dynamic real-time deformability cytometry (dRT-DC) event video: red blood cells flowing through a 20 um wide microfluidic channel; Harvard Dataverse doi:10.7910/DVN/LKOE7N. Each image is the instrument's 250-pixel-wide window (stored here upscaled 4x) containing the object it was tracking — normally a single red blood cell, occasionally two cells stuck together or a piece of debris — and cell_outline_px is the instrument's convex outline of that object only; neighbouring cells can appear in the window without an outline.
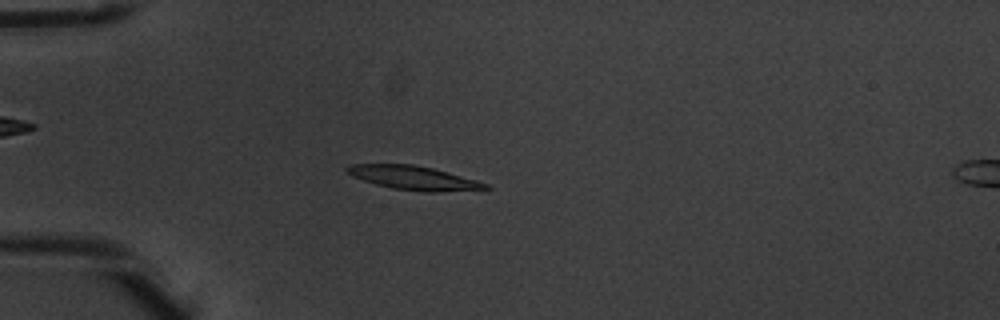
{"species": "common noctule bat (a hibernating species)", "species_latin": "Nyctalus noctula", "temperature_condition": "warm", "stored_images_in_passage": 4, "camera_frame_rate_fps": 3000, "um_per_image_px": 0.085, "animal": {"sex": "male", "body_mass_g": 20.1, "forearm_length_mm": 53.5}, "frame": {"image": 1, "passage_image": 4, "time_ms": 1.0, "image_size_px": [1000, 320], "cell_outline_px": [[492, 188], [436, 192], [424, 192], [392, 188], [376, 184], [352, 176], [344, 172], [344, 168], [352, 164], [412, 164], [432, 168], [476, 180], [488, 184]], "centroid_in_image_um": [35.11, 15.11], "position_along_channel_um": 49.9, "area_um2": 19.07}}